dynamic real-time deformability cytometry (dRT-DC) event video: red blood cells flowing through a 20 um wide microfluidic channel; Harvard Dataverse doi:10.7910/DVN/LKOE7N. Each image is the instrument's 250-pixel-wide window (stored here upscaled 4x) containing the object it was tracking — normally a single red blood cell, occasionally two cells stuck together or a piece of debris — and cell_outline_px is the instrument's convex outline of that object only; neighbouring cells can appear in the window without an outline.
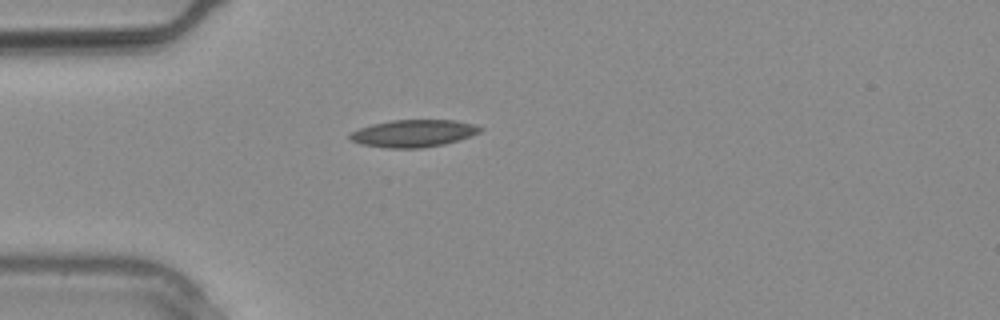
{"species": "common noctule bat (a hibernating species)", "species_latin": "Nyctalus noctula", "temperature_condition": "warm", "stored_images_in_passage": 9, "camera_frame_rate_fps": 3000, "um_per_image_px": 0.085, "animal": {"sex": "male", "body_mass_g": 20.4}, "frame": {"image": 1, "passage_image": 1, "time_ms": 0.0, "image_size_px": [1000, 320], "cell_outline_px": [[484, 128], [480, 132], [472, 136], [460, 140], [444, 144], [424, 148], [388, 148], [360, 144], [352, 140], [348, 136], [352, 132], [360, 128], [372, 124], [392, 120], [456, 120], [476, 124]], "centroid_in_image_um": [35.2, 11.33], "position_along_channel_um": 49.8, "area_um2": 20.87}}
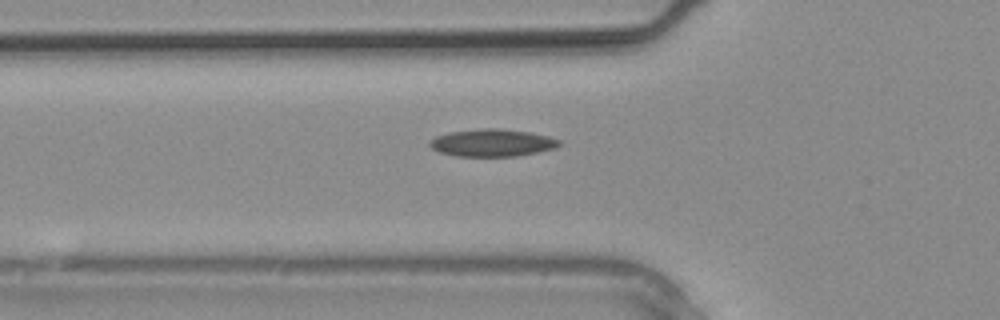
{"frame": {"image": 2, "passage_image": 3, "time_ms": 0.667, "image_size_px": [1000, 320], "cell_outline_px": [[564, 144], [556, 148], [516, 156], [456, 156], [440, 152], [432, 148], [428, 144], [436, 136], [448, 132], [484, 128], [500, 128], [528, 132], [548, 136], [560, 140]], "centroid_in_image_um": [41.87, 12.13], "position_along_channel_um": 83.9, "area_um2": 20.63}}